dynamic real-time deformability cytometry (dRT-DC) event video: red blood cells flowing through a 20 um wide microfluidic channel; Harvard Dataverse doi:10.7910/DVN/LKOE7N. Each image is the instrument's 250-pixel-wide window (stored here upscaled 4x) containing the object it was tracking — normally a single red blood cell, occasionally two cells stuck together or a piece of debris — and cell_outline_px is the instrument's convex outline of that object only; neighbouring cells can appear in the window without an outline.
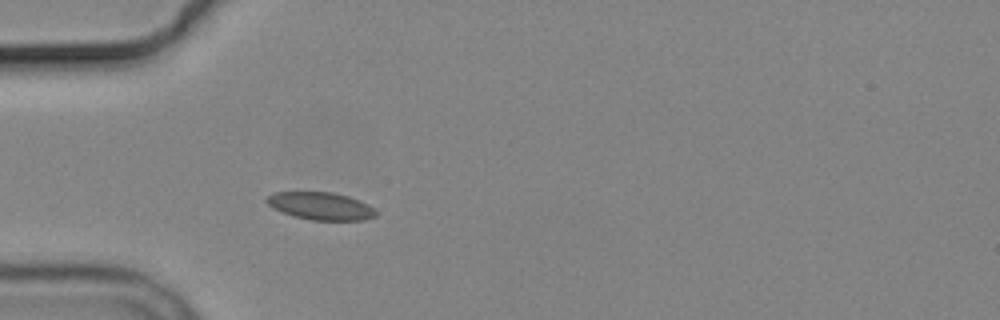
{"species": "common noctule bat (a hibernating species)", "species_latin": "Nyctalus noctula", "temperature_condition": "cold", "stored_images_in_passage": 1, "camera_frame_rate_fps": 3000, "um_per_image_px": 0.085, "animal": {"sex": "male", "body_mass_g": 19.2, "forearm_length_mm": 51.8}, "frame": {"image": 1, "passage_image": 1, "time_ms": 0.0, "image_size_px": [1000, 320], "cell_outline_px": [[376, 216], [364, 220], [312, 220], [292, 216], [272, 208], [264, 200], [272, 192], [332, 192], [348, 196], [368, 204], [376, 212]], "centroid_in_image_um": [27.22, 17.51], "position_along_channel_um": 57.8, "area_um2": 17.57}}